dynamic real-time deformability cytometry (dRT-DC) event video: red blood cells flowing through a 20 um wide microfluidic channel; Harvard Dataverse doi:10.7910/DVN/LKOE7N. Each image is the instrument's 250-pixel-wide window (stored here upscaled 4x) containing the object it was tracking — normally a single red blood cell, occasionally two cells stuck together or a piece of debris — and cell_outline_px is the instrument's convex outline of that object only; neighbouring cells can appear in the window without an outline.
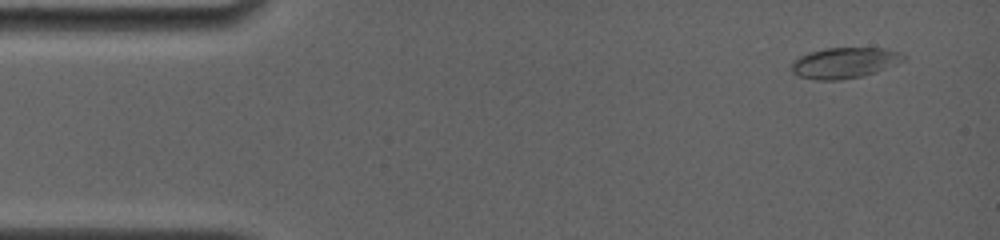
{"species": "common noctule bat (a hibernating species)", "species_latin": "Nyctalus noctula", "temperature_condition": "room temperature", "stored_images_in_passage": 7, "camera_frame_rate_fps": 4000, "um_per_image_px": 0.085, "animal": {"sex": "female", "body_mass_g": 19.0, "forearm_length_mm": 56.7}, "frame": {"image": 1, "passage_image": 1, "time_ms": 0.0, "image_size_px": [1000, 240], "cell_outline_px": [[908, 56], [904, 60], [876, 72], [864, 76], [840, 80], [816, 80], [796, 76], [792, 72], [792, 64], [800, 56], [808, 52], [824, 48], [884, 48], [900, 52]], "centroid_in_image_um": [71.78, 5.34], "position_along_channel_um": 13.2, "area_um2": 20.17}}
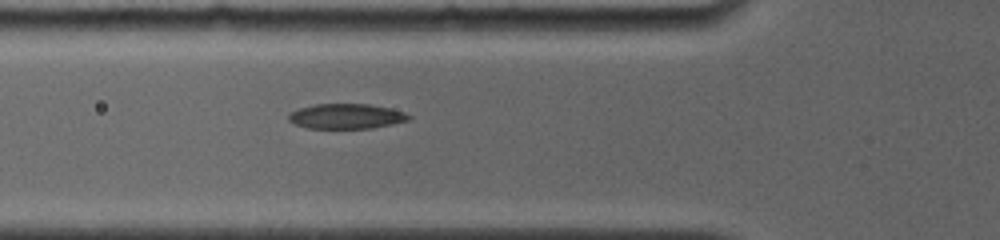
{"frame": {"image": 2, "passage_image": 6, "time_ms": 4.75, "image_size_px": [1000, 240], "cell_outline_px": [[412, 116], [408, 120], [392, 124], [372, 128], [308, 128], [296, 124], [288, 120], [288, 116], [296, 108], [316, 104], [368, 104], [388, 108], [404, 112]], "centroid_in_image_um": [29.42, 9.88], "position_along_channel_um": 96.4, "area_um2": 17.4}}
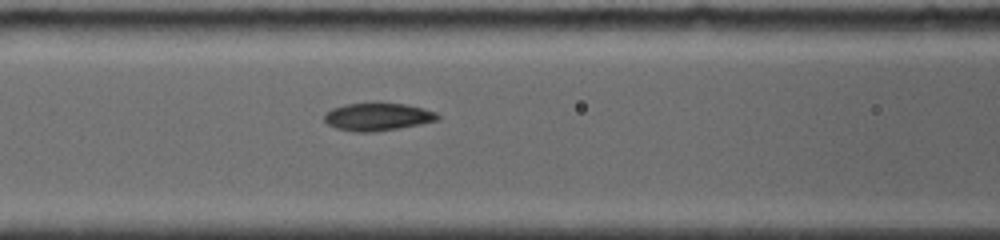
{"frame": {"image": 3, "passage_image": 7, "time_ms": 5.75, "image_size_px": [1000, 240], "cell_outline_px": [[440, 120], [400, 128], [372, 132], [356, 132], [336, 128], [328, 124], [324, 120], [324, 112], [332, 108], [344, 104], [376, 100], [408, 104], [424, 108], [436, 112], [440, 116]], "centroid_in_image_um": [32.1, 9.88], "position_along_channel_um": 134.5, "area_um2": 19.19}}